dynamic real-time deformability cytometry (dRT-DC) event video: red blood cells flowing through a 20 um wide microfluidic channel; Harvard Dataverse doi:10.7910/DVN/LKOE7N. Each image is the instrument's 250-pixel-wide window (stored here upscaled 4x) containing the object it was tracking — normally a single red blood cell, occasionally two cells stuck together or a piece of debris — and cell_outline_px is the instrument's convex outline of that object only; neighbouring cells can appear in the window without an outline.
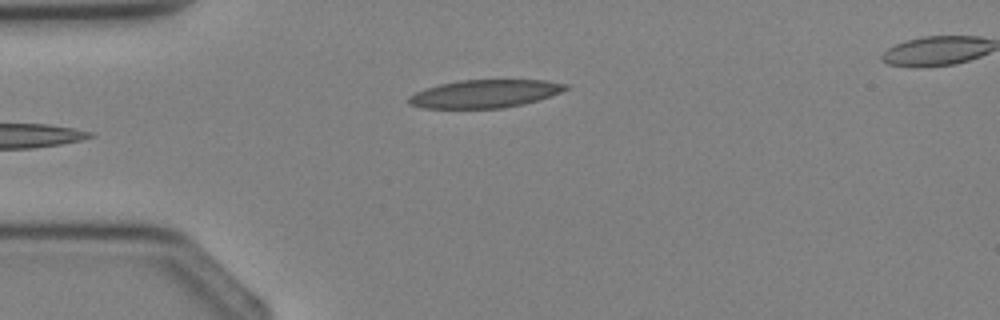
{"species": "Egyptian fruit bat (a non-hibernating species)", "species_latin": "Rousettus aegyptiacus", "temperature_condition": "cold", "stored_images_in_passage": 5, "camera_frame_rate_fps": 3000, "um_per_image_px": 0.085, "animal": {"sex": "female"}, "frame": {"image": 1, "passage_image": 4, "time_ms": 3.667, "image_size_px": [1000, 320], "cell_outline_px": [[572, 88], [524, 104], [504, 108], [424, 108], [408, 104], [408, 96], [424, 88], [440, 84], [460, 80], [548, 80], [568, 84]], "centroid_in_image_um": [41.22, 7.96], "position_along_channel_um": 43.8, "area_um2": 25.66}}